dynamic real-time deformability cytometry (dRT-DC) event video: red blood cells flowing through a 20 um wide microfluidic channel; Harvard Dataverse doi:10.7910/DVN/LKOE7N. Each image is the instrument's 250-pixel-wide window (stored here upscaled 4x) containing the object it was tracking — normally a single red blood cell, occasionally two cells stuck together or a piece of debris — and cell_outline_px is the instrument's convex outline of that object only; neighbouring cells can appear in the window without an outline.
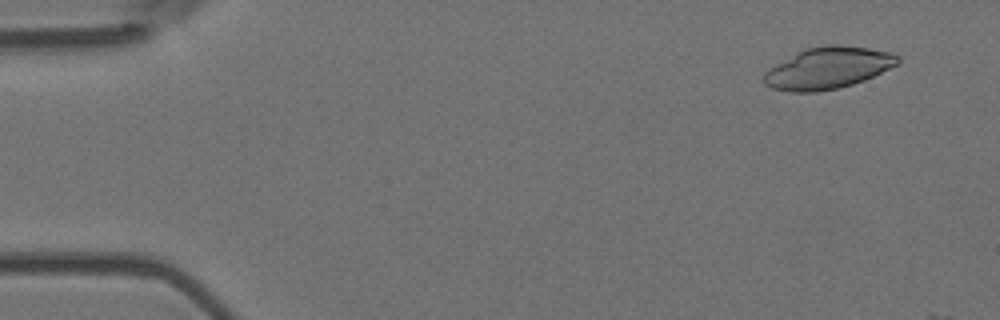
{"species": "Egyptian fruit bat (a non-hibernating species)", "species_latin": "Rousettus aegyptiacus", "temperature_condition": "room temperature", "stored_images_in_passage": 6, "camera_frame_rate_fps": 3000, "um_per_image_px": 0.085, "animal": {"sex": "female"}, "frame": {"image": 1, "passage_image": 2, "time_ms": 0.333, "image_size_px": [1000, 320], "cell_outline_px": [[900, 64], [864, 80], [852, 84], [836, 88], [816, 92], [788, 92], [772, 88], [764, 84], [764, 72], [768, 68], [808, 48], [828, 44], [836, 44], [868, 48], [892, 52], [900, 56]], "centroid_in_image_um": [70.41, 5.79], "position_along_channel_um": 14.6, "area_um2": 32.37}}
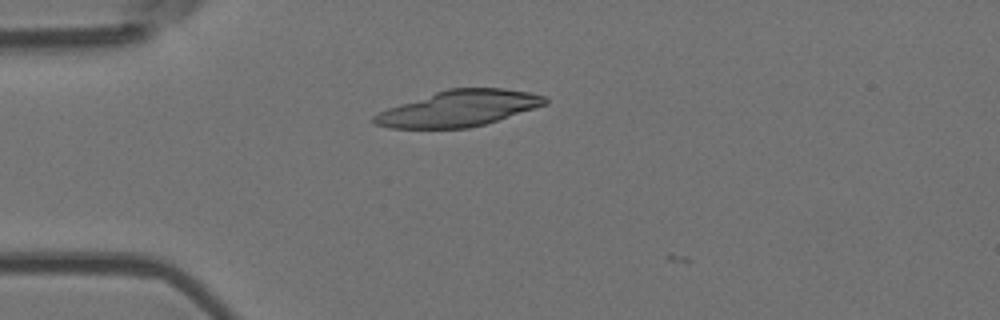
{"frame": {"image": 2, "passage_image": 4, "time_ms": 1.0, "image_size_px": [1000, 320], "cell_outline_px": [[548, 104], [484, 124], [468, 128], [388, 128], [376, 124], [372, 120], [372, 116], [388, 108], [448, 88], [504, 88], [532, 92], [544, 96], [548, 100]], "centroid_in_image_um": [39.03, 9.21], "position_along_channel_um": 46.0, "area_um2": 35.49}}